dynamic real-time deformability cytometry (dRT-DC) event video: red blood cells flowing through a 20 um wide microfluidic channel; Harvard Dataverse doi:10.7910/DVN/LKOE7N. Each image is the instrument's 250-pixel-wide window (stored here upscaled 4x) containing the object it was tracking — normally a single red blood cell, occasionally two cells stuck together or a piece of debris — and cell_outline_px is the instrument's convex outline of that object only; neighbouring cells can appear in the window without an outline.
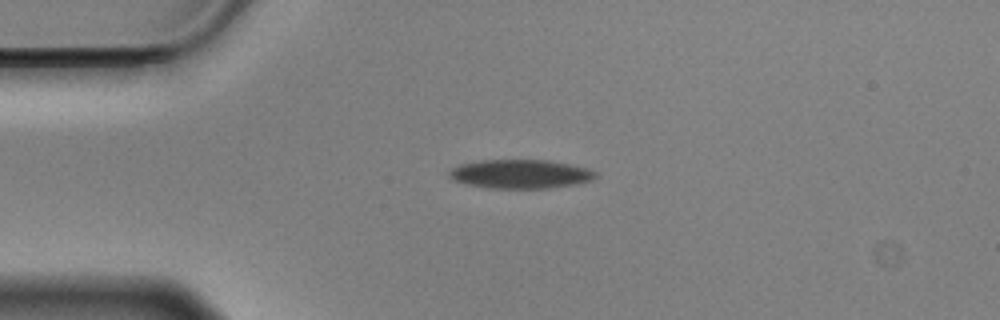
{"species": "Egyptian fruit bat (a non-hibernating species)", "species_latin": "Rousettus aegyptiacus", "temperature_condition": "cold", "stored_images_in_passage": 44, "camera_frame_rate_fps": 3000, "um_per_image_px": 0.085, "animal": {"sex": "male"}, "frame": {"image": 1, "passage_image": 1, "time_ms": 0.0, "image_size_px": [1000, 320], "cell_outline_px": [[600, 176], [592, 180], [576, 184], [548, 188], [488, 188], [468, 184], [452, 180], [448, 176], [448, 172], [452, 168], [460, 164], [480, 160], [548, 160], [588, 168], [596, 172]], "centroid_in_image_um": [44.24, 14.79], "position_along_channel_um": 40.8, "area_um2": 24.74}}
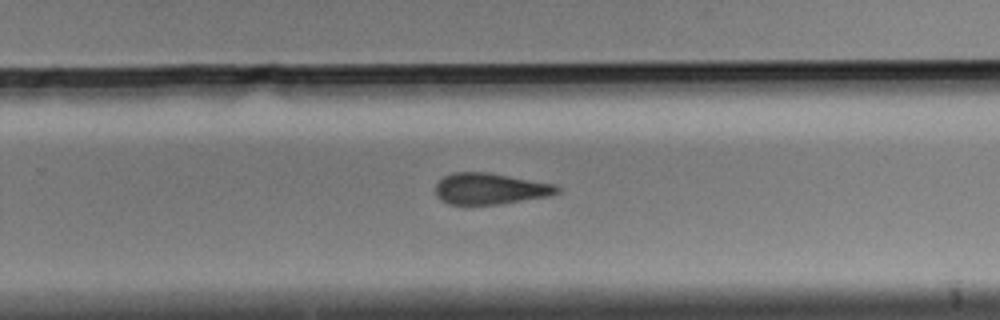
{"frame": {"image": 2, "passage_image": 24, "time_ms": 7.667, "image_size_px": [1000, 320], "cell_outline_px": [[560, 192], [548, 196], [500, 204], [448, 204], [440, 200], [436, 196], [436, 184], [444, 176], [452, 172], [488, 172], [556, 184], [560, 188]], "centroid_in_image_um": [41.66, 16.03], "position_along_channel_um": 288.1, "area_um2": 22.2}}
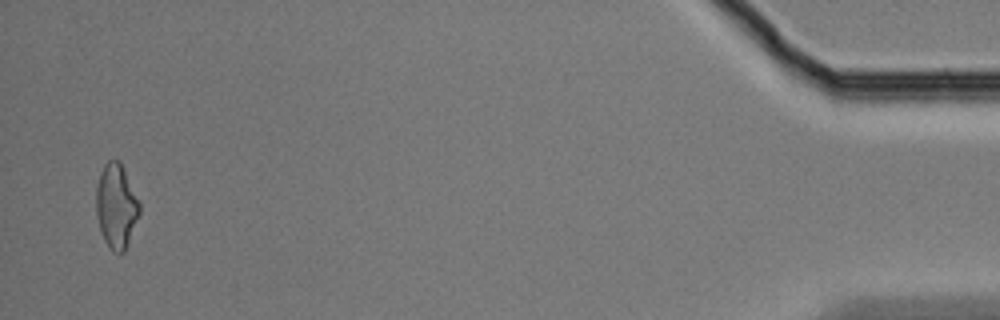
{"frame": {"image": 3, "passage_image": 43, "time_ms": 14.0, "image_size_px": [1000, 320], "cell_outline_px": [[140, 212], [128, 244], [124, 252], [112, 252], [108, 248], [104, 240], [100, 228], [96, 212], [96, 188], [100, 172], [104, 164], [108, 160], [120, 160], [140, 200]], "centroid_in_image_um": [9.89, 17.5], "position_along_channel_um": 425.3, "area_um2": 21.56}}